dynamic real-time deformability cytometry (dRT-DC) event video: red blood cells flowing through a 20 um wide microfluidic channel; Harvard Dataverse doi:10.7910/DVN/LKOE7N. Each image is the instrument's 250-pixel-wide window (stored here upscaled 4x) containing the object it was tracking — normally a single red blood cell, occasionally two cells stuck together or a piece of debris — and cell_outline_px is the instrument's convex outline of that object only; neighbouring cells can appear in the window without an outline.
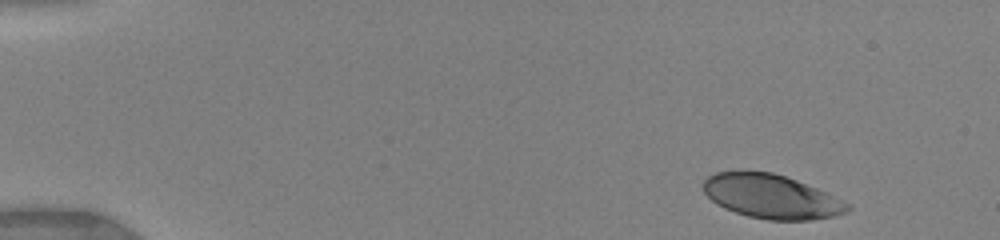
{"species": "human", "species_latin": "Homo sapiens", "temperature_condition": "warm", "stored_images_in_passage": 44, "camera_frame_rate_fps": 3000, "um_per_image_px": 0.085, "donor": {"sex": "female"}, "frame": {"image": 1, "passage_image": 1, "time_ms": 0.0, "image_size_px": [1000, 240], "cell_outline_px": [[852, 208], [848, 212], [832, 216], [812, 220], [768, 220], [748, 216], [724, 208], [716, 204], [704, 192], [704, 180], [708, 176], [716, 172], [772, 172], [796, 180], [816, 188], [848, 204]], "centroid_in_image_um": [65.55, 16.72], "position_along_channel_um": 19.5, "area_um2": 36.41}}
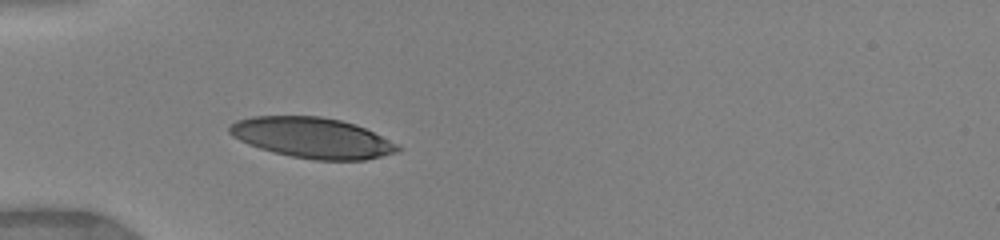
{"frame": {"image": 2, "passage_image": 10, "time_ms": 3.667, "image_size_px": [1000, 240], "cell_outline_px": [[404, 148], [400, 152], [364, 160], [316, 160], [292, 156], [260, 148], [248, 144], [232, 136], [228, 132], [228, 128], [236, 120], [252, 116], [320, 116], [340, 120], [356, 124], [400, 144]], "centroid_in_image_um": [26.6, 11.71], "position_along_channel_um": 58.4, "area_um2": 39.88}}
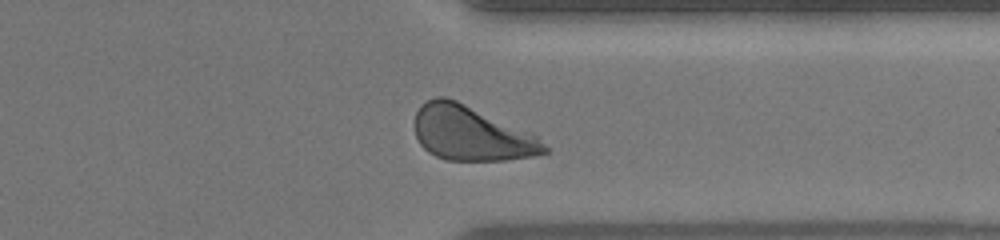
{"frame": {"image": 3, "passage_image": 38, "time_ms": 11.667, "image_size_px": [1000, 240], "cell_outline_px": [[548, 152], [532, 156], [508, 160], [448, 160], [436, 156], [428, 152], [420, 144], [416, 136], [416, 112], [420, 104], [436, 96], [444, 96], [456, 100], [532, 132], [548, 148]], "centroid_in_image_um": [40.06, 11.33], "position_along_channel_um": 371.3, "area_um2": 41.15}, "authors_computed_cell_mechanics": {"area_um2": 40.2288, "velocity_mm_per_s": 4.0172, "shape_relaxation_time_tau1_ms": 3.1184, "shape_relaxation_time_tau2_ms": null, "deformation_change_tau1": 0.1506, "deformation_change_tau2": null}}